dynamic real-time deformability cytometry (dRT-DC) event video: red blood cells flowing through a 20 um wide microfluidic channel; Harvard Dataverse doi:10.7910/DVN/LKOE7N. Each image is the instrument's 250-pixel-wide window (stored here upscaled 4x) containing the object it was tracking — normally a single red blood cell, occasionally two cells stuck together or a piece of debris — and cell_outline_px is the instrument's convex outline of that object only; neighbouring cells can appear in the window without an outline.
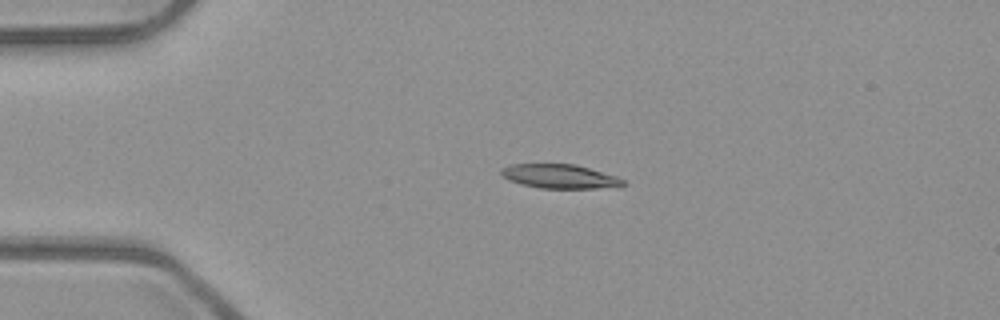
{"species": "common noctule bat (a hibernating species)", "species_latin": "Nyctalus noctula", "temperature_condition": "room temperature", "stored_images_in_passage": 3, "camera_frame_rate_fps": 3000, "um_per_image_px": 0.085, "animal": {"sex": "male", "body_mass_g": 23.1, "forearm_length_mm": 52.7}, "frame": {"image": 1, "passage_image": 2, "time_ms": 0.333, "image_size_px": [1000, 320], "cell_outline_px": [[628, 184], [620, 188], [540, 188], [520, 184], [508, 180], [500, 172], [500, 168], [508, 164], [576, 164], [616, 176], [624, 180]], "centroid_in_image_um": [47.62, 15.0], "position_along_channel_um": 37.4, "area_um2": 17.4}}